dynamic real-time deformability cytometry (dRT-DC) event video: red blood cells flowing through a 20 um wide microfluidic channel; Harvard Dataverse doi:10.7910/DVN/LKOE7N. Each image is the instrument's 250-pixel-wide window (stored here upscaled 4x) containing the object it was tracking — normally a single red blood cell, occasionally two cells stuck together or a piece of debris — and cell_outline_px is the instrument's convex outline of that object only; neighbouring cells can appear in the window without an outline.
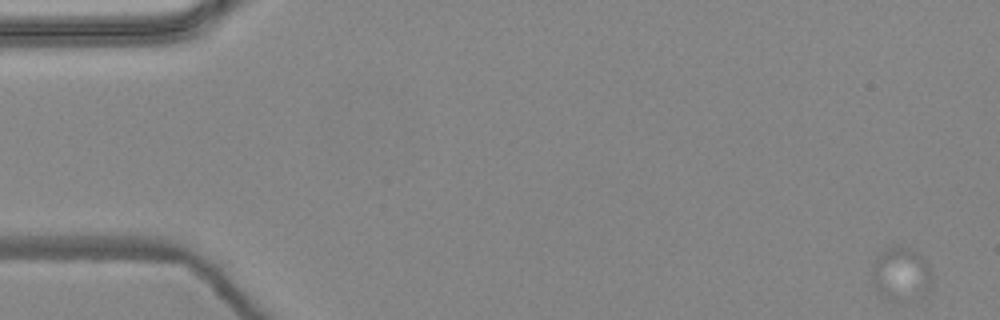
{"species": "common noctule bat (a hibernating species)", "species_latin": "Nyctalus noctula", "temperature_condition": "warm", "stored_images_in_passage": 6, "camera_frame_rate_fps": 3000, "um_per_image_px": 0.085, "animal": {"sex": "female", "body_mass_g": 24.6, "forearm_length_mm": 56.2}, "frame": {"image": 1, "passage_image": 1, "time_ms": 0.0, "image_size_px": [1000, 320], "cell_outline_px": [[932, 276], [924, 296], [900, 304], [888, 300], [880, 296], [876, 288], [872, 276], [876, 256], [884, 248], [896, 244], [912, 248], [928, 264], [932, 272]], "centroid_in_image_um": [76.58, 23.31], "position_along_channel_um": 8.4, "area_um2": 19.19}}
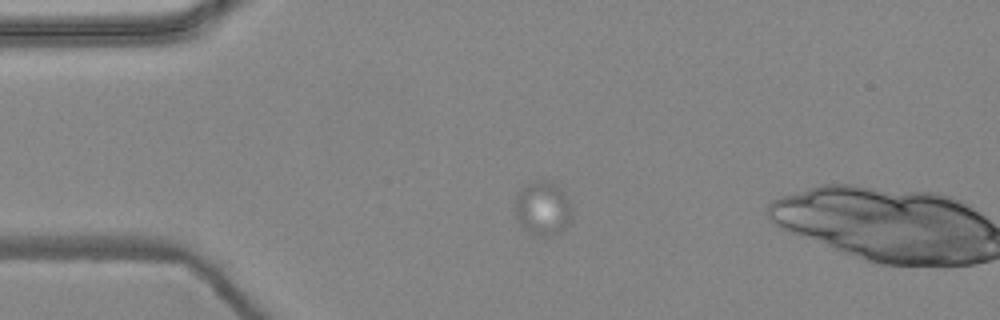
{"frame": {"image": 2, "passage_image": 5, "time_ms": 1.333, "image_size_px": [1000, 320], "cell_outline_px": [[572, 216], [568, 224], [564, 228], [552, 236], [544, 236], [528, 232], [520, 224], [512, 208], [512, 200], [516, 192], [524, 184], [532, 180], [544, 176], [560, 188], [568, 200], [572, 212]], "centroid_in_image_um": [46.05, 17.63], "position_along_channel_um": 38.9, "area_um2": 18.67}}